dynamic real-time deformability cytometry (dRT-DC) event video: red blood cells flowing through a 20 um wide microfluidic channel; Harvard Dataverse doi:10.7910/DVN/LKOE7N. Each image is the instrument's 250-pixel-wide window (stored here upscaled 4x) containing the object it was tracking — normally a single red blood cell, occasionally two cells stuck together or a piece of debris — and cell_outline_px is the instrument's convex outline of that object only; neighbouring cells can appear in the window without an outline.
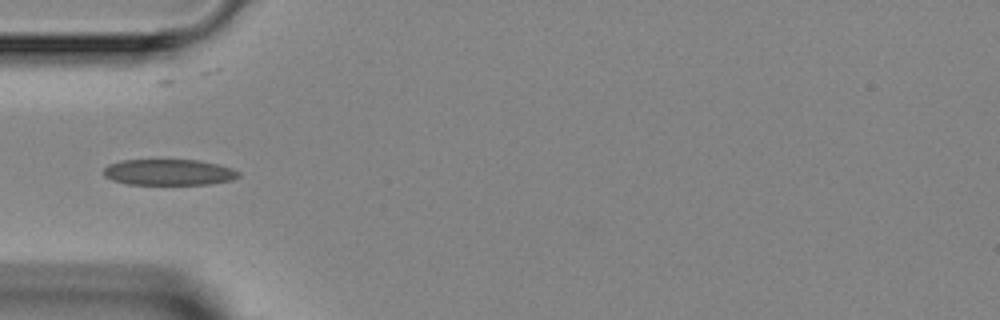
{"species": "Egyptian fruit bat (a non-hibernating species)", "species_latin": "Rousettus aegyptiacus", "temperature_condition": "room temperature", "stored_images_in_passage": 3, "camera_frame_rate_fps": 3000, "um_per_image_px": 0.085, "animal": {"sex": "female"}, "frame": {"image": 1, "passage_image": 3, "time_ms": 3.333, "image_size_px": [1000, 320], "cell_outline_px": [[240, 176], [232, 180], [208, 184], [128, 184], [112, 180], [104, 176], [104, 168], [108, 164], [120, 160], [200, 160], [220, 164], [232, 168], [240, 172]], "centroid_in_image_um": [14.37, 14.63], "position_along_channel_um": 70.6, "area_um2": 20.58}}